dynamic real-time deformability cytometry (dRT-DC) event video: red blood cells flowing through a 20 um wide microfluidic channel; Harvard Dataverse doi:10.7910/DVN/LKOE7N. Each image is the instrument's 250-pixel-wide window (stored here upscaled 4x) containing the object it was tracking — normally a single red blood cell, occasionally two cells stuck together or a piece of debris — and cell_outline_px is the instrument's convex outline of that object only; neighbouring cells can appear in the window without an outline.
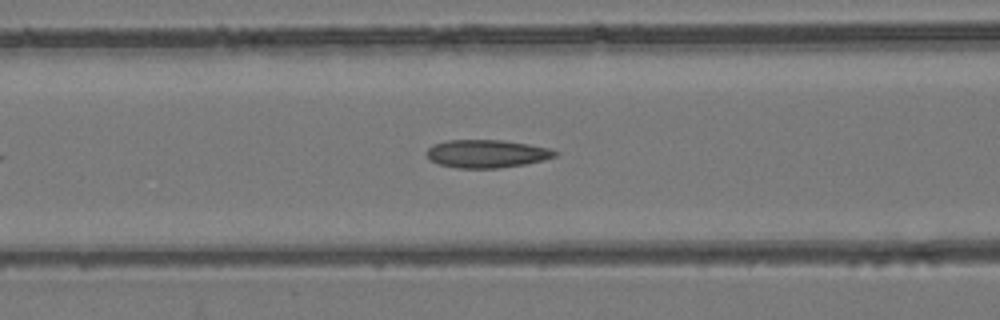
{"species": "common noctule bat (a hibernating species)", "species_latin": "Nyctalus noctula", "temperature_condition": "room temperature", "stored_images_in_passage": 40, "camera_frame_rate_fps": 3000, "um_per_image_px": 0.085, "animal": {"sex": "female", "body_mass_g": 24.6, "forearm_length_mm": 56.2}, "frame": {"image": 1, "passage_image": 9, "time_ms": 2.667, "image_size_px": [1000, 320], "cell_outline_px": [[560, 152], [556, 156], [544, 160], [524, 164], [500, 168], [456, 168], [440, 164], [428, 160], [424, 152], [432, 144], [448, 140], [500, 140], [528, 144], [548, 148]], "centroid_in_image_um": [41.33, 13.07], "position_along_channel_um": 125.3, "area_um2": 21.1}}
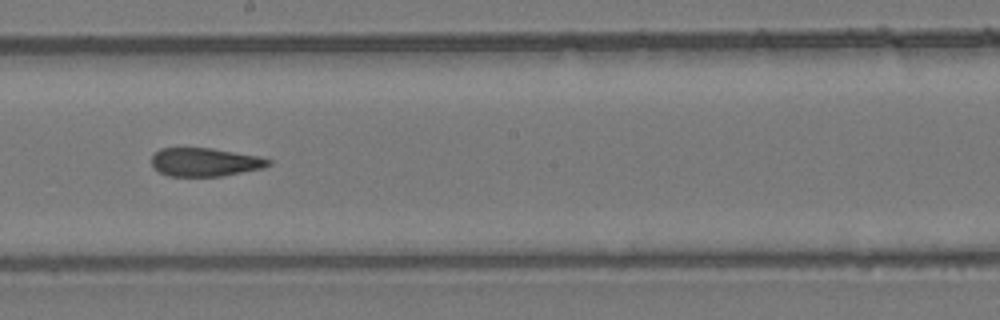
{"frame": {"image": 2, "passage_image": 17, "time_ms": 5.333, "image_size_px": [1000, 320], "cell_outline_px": [[272, 164], [264, 168], [220, 176], [168, 176], [160, 172], [152, 164], [152, 156], [160, 148], [212, 148], [256, 156], [272, 160]], "centroid_in_image_um": [17.43, 13.78], "position_along_channel_um": 230.8, "area_um2": 19.19}}
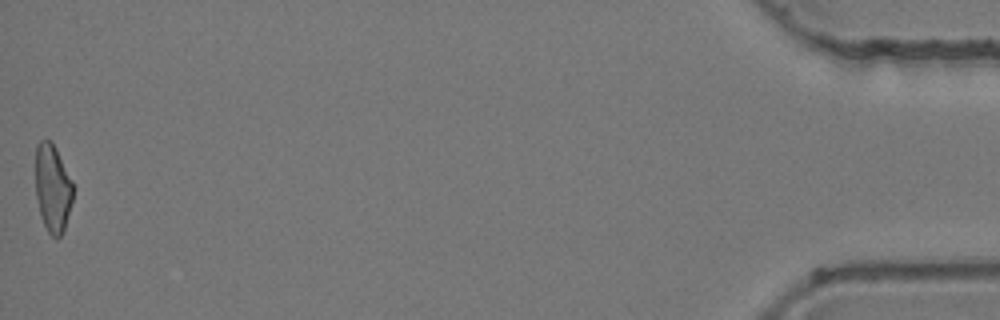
{"frame": {"image": 3, "passage_image": 40, "time_ms": 13.0, "image_size_px": [1000, 320], "cell_outline_px": [[72, 200], [64, 228], [60, 236], [56, 240], [48, 232], [40, 216], [36, 196], [36, 144], [40, 140], [52, 140], [72, 180]], "centroid_in_image_um": [4.46, 15.97], "position_along_channel_um": 430.7, "area_um2": 19.13}, "authors_computed_cell_mechanics": {"area_um2": 20.2878, "velocity_mm_per_s": 3.9471, "shape_relaxation_time_tau1_ms": null, "shape_relaxation_time_tau2_ms": 3.2101, "deformation_change_tau1": null, "deformation_change_tau2": 0.1252}}